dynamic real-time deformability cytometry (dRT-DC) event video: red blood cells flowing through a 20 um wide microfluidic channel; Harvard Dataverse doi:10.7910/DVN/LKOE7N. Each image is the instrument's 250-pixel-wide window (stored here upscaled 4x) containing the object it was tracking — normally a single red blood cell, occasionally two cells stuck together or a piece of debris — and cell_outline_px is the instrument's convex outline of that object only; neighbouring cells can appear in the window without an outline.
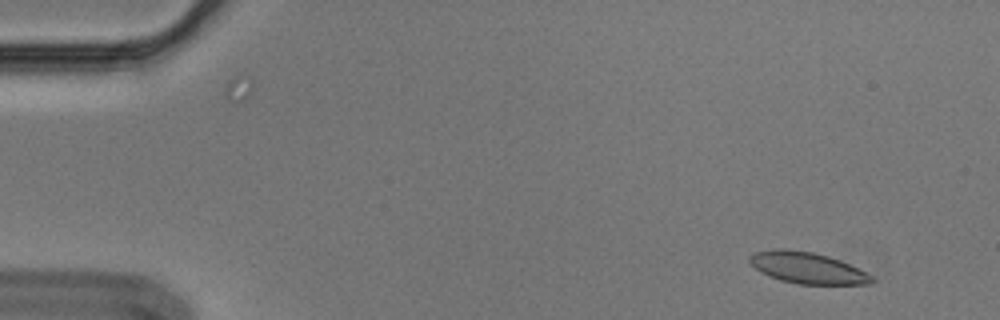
{"species": "Egyptian fruit bat (a non-hibernating species)", "species_latin": "Rousettus aegyptiacus", "temperature_condition": "cold", "stored_images_in_passage": 4, "camera_frame_rate_fps": 3000, "um_per_image_px": 0.085, "animal": {"sex": "male"}, "frame": {"image": 1, "passage_image": 1, "time_ms": 0.0, "image_size_px": [1000, 320], "cell_outline_px": [[876, 280], [868, 284], [796, 284], [780, 280], [768, 276], [760, 272], [748, 260], [748, 256], [752, 252], [776, 248], [780, 248], [812, 252], [828, 256], [840, 260], [872, 276]], "centroid_in_image_um": [68.56, 22.76], "position_along_channel_um": 16.4, "area_um2": 22.25}}
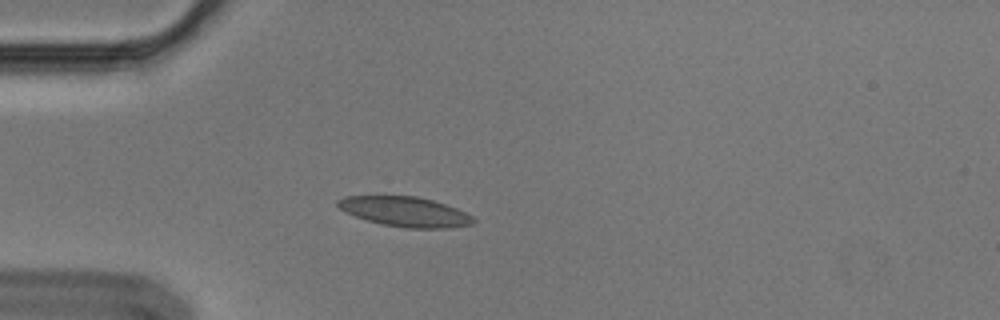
{"frame": {"image": 2, "passage_image": 4, "time_ms": 1.0, "image_size_px": [1000, 320], "cell_outline_px": [[476, 220], [472, 224], [448, 228], [408, 228], [380, 224], [356, 216], [340, 208], [336, 204], [336, 200], [344, 196], [376, 192], [416, 196], [432, 200], [456, 208], [472, 216]], "centroid_in_image_um": [34.33, 17.93], "position_along_channel_um": 50.7, "area_um2": 24.39}}